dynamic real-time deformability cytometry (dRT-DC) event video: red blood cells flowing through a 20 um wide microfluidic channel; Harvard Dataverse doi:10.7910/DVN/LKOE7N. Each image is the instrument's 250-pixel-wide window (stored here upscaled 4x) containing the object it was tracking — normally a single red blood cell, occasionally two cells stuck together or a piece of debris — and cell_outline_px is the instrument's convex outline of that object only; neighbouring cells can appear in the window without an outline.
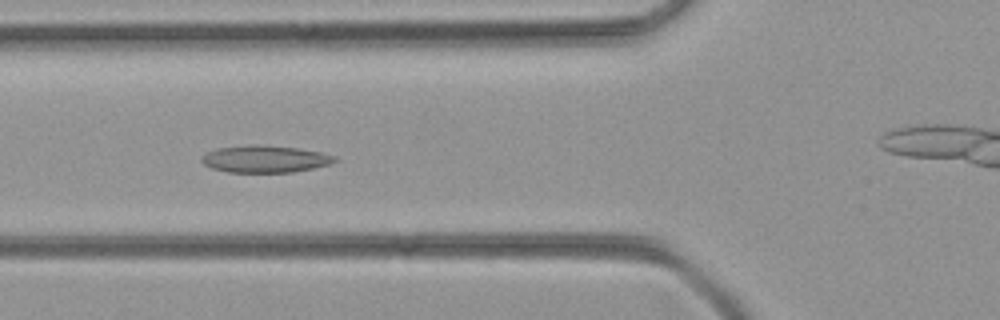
{"species": "common noctule bat (a hibernating species)", "species_latin": "Nyctalus noctula", "temperature_condition": "room temperature", "stored_images_in_passage": 51, "camera_frame_rate_fps": 3000, "um_per_image_px": 0.085, "animal": {"sex": "female", "body_mass_g": 21.9}, "frame": {"image": 1, "passage_image": 18, "time_ms": 5.667, "image_size_px": [1000, 320], "cell_outline_px": [[340, 160], [328, 164], [312, 168], [292, 172], [228, 172], [212, 168], [204, 164], [200, 160], [200, 156], [216, 148], [252, 144], [260, 144], [296, 148], [320, 152], [336, 156]], "centroid_in_image_um": [22.5, 13.5], "position_along_channel_um": 103.3, "area_um2": 21.04}}
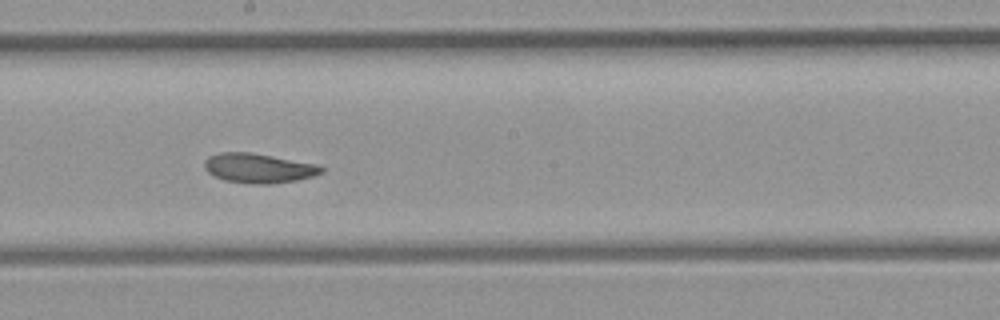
{"frame": {"image": 2, "passage_image": 27, "time_ms": 8.667, "image_size_px": [1000, 320], "cell_outline_px": [[324, 172], [312, 176], [296, 180], [268, 184], [256, 184], [224, 180], [208, 172], [204, 168], [204, 160], [208, 156], [220, 152], [248, 152], [316, 164], [324, 168]], "centroid_in_image_um": [21.95, 14.29], "position_along_channel_um": 226.3, "area_um2": 19.88}}
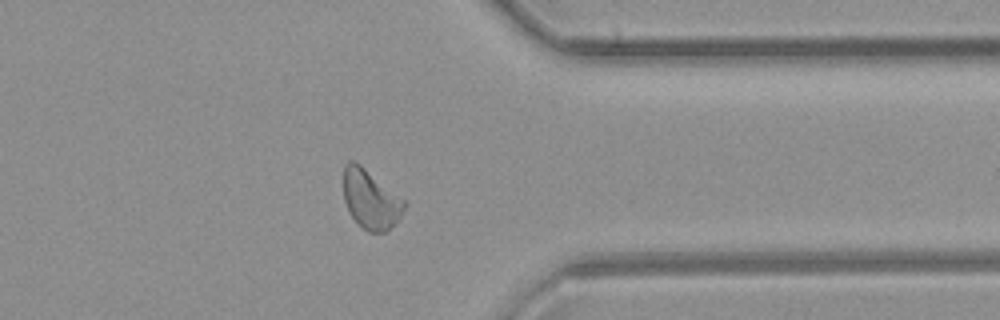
{"frame": {"image": 3, "passage_image": 39, "time_ms": 12.667, "image_size_px": [1000, 320], "cell_outline_px": [[408, 204], [400, 220], [384, 232], [368, 232], [348, 212], [344, 200], [344, 164], [348, 160], [352, 160], [360, 164], [404, 200]], "centroid_in_image_um": [31.52, 16.95], "position_along_channel_um": 379.9, "area_um2": 20.87}}